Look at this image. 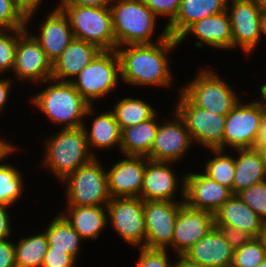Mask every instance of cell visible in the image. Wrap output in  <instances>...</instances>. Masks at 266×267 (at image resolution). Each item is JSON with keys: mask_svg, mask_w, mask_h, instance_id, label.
I'll return each mask as SVG.
<instances>
[{"mask_svg": "<svg viewBox=\"0 0 266 267\" xmlns=\"http://www.w3.org/2000/svg\"><path fill=\"white\" fill-rule=\"evenodd\" d=\"M223 234L226 242L234 249L237 250L243 245L249 243L254 237L233 226L228 225H214Z\"/></svg>", "mask_w": 266, "mask_h": 267, "instance_id": "60d3db41", "label": "cell"}, {"mask_svg": "<svg viewBox=\"0 0 266 267\" xmlns=\"http://www.w3.org/2000/svg\"><path fill=\"white\" fill-rule=\"evenodd\" d=\"M45 156L41 162L45 168L48 167L54 176L61 182L72 172L82 165L91 161L96 155L89 150L82 127L61 128L47 138L45 143Z\"/></svg>", "mask_w": 266, "mask_h": 267, "instance_id": "277c9868", "label": "cell"}, {"mask_svg": "<svg viewBox=\"0 0 266 267\" xmlns=\"http://www.w3.org/2000/svg\"><path fill=\"white\" fill-rule=\"evenodd\" d=\"M158 17L163 16L170 23L177 15L181 0H142Z\"/></svg>", "mask_w": 266, "mask_h": 267, "instance_id": "ab89813d", "label": "cell"}, {"mask_svg": "<svg viewBox=\"0 0 266 267\" xmlns=\"http://www.w3.org/2000/svg\"><path fill=\"white\" fill-rule=\"evenodd\" d=\"M120 130L135 126L142 121L152 118L157 111L144 100L136 98H123L114 104L111 110Z\"/></svg>", "mask_w": 266, "mask_h": 267, "instance_id": "4dcf8cb0", "label": "cell"}, {"mask_svg": "<svg viewBox=\"0 0 266 267\" xmlns=\"http://www.w3.org/2000/svg\"><path fill=\"white\" fill-rule=\"evenodd\" d=\"M16 267H42L48 251V240L43 231L37 235L21 238L14 243Z\"/></svg>", "mask_w": 266, "mask_h": 267, "instance_id": "1f68e13d", "label": "cell"}, {"mask_svg": "<svg viewBox=\"0 0 266 267\" xmlns=\"http://www.w3.org/2000/svg\"><path fill=\"white\" fill-rule=\"evenodd\" d=\"M61 214L71 226L85 239H97L101 231L107 227L106 206H66Z\"/></svg>", "mask_w": 266, "mask_h": 267, "instance_id": "484cf974", "label": "cell"}, {"mask_svg": "<svg viewBox=\"0 0 266 267\" xmlns=\"http://www.w3.org/2000/svg\"><path fill=\"white\" fill-rule=\"evenodd\" d=\"M12 80L10 79H0V113L1 111H3L5 105L7 104L8 101V97H10V91H11V87H12Z\"/></svg>", "mask_w": 266, "mask_h": 267, "instance_id": "7dc6e473", "label": "cell"}, {"mask_svg": "<svg viewBox=\"0 0 266 267\" xmlns=\"http://www.w3.org/2000/svg\"><path fill=\"white\" fill-rule=\"evenodd\" d=\"M256 267H266V258L260 264H258Z\"/></svg>", "mask_w": 266, "mask_h": 267, "instance_id": "6f0895ef", "label": "cell"}, {"mask_svg": "<svg viewBox=\"0 0 266 267\" xmlns=\"http://www.w3.org/2000/svg\"><path fill=\"white\" fill-rule=\"evenodd\" d=\"M0 267H16L14 243L8 239L0 241Z\"/></svg>", "mask_w": 266, "mask_h": 267, "instance_id": "7bdbcfd3", "label": "cell"}, {"mask_svg": "<svg viewBox=\"0 0 266 267\" xmlns=\"http://www.w3.org/2000/svg\"><path fill=\"white\" fill-rule=\"evenodd\" d=\"M214 227V214L194 209L184 202L180 205L172 239L173 251L183 256Z\"/></svg>", "mask_w": 266, "mask_h": 267, "instance_id": "e0dca14e", "label": "cell"}, {"mask_svg": "<svg viewBox=\"0 0 266 267\" xmlns=\"http://www.w3.org/2000/svg\"><path fill=\"white\" fill-rule=\"evenodd\" d=\"M22 172L12 165L0 163V204L11 206L21 197L24 188Z\"/></svg>", "mask_w": 266, "mask_h": 267, "instance_id": "836d02e7", "label": "cell"}, {"mask_svg": "<svg viewBox=\"0 0 266 267\" xmlns=\"http://www.w3.org/2000/svg\"><path fill=\"white\" fill-rule=\"evenodd\" d=\"M148 161L143 156H126V159L119 160L106 170L110 197H140Z\"/></svg>", "mask_w": 266, "mask_h": 267, "instance_id": "ac0fdd59", "label": "cell"}, {"mask_svg": "<svg viewBox=\"0 0 266 267\" xmlns=\"http://www.w3.org/2000/svg\"><path fill=\"white\" fill-rule=\"evenodd\" d=\"M28 31L26 27L17 39L13 74L19 81H36L42 84L51 79L52 62Z\"/></svg>", "mask_w": 266, "mask_h": 267, "instance_id": "9a60e30c", "label": "cell"}, {"mask_svg": "<svg viewBox=\"0 0 266 267\" xmlns=\"http://www.w3.org/2000/svg\"><path fill=\"white\" fill-rule=\"evenodd\" d=\"M235 157L233 194L266 180V166L259 149H238Z\"/></svg>", "mask_w": 266, "mask_h": 267, "instance_id": "4316f807", "label": "cell"}, {"mask_svg": "<svg viewBox=\"0 0 266 267\" xmlns=\"http://www.w3.org/2000/svg\"><path fill=\"white\" fill-rule=\"evenodd\" d=\"M43 84L49 86L30 100L52 123L63 125V129L79 128L86 116L94 114V105H90L70 82L50 79Z\"/></svg>", "mask_w": 266, "mask_h": 267, "instance_id": "7a4b0ae2", "label": "cell"}, {"mask_svg": "<svg viewBox=\"0 0 266 267\" xmlns=\"http://www.w3.org/2000/svg\"><path fill=\"white\" fill-rule=\"evenodd\" d=\"M172 162H158L149 160L145 167L143 175V185L140 197L148 201H176L175 193L177 192L178 182H180L171 169ZM175 197V198H174Z\"/></svg>", "mask_w": 266, "mask_h": 267, "instance_id": "ffe728a7", "label": "cell"}, {"mask_svg": "<svg viewBox=\"0 0 266 267\" xmlns=\"http://www.w3.org/2000/svg\"><path fill=\"white\" fill-rule=\"evenodd\" d=\"M260 93L263 99L258 100L263 108H266V83L260 86Z\"/></svg>", "mask_w": 266, "mask_h": 267, "instance_id": "816d5d0a", "label": "cell"}, {"mask_svg": "<svg viewBox=\"0 0 266 267\" xmlns=\"http://www.w3.org/2000/svg\"><path fill=\"white\" fill-rule=\"evenodd\" d=\"M157 115L121 130V152L124 156L149 155L158 130Z\"/></svg>", "mask_w": 266, "mask_h": 267, "instance_id": "83f0119b", "label": "cell"}, {"mask_svg": "<svg viewBox=\"0 0 266 267\" xmlns=\"http://www.w3.org/2000/svg\"><path fill=\"white\" fill-rule=\"evenodd\" d=\"M266 223V180L236 194Z\"/></svg>", "mask_w": 266, "mask_h": 267, "instance_id": "8d00e7d4", "label": "cell"}, {"mask_svg": "<svg viewBox=\"0 0 266 267\" xmlns=\"http://www.w3.org/2000/svg\"><path fill=\"white\" fill-rule=\"evenodd\" d=\"M262 113L263 107L258 101L243 104L239 100L226 115L223 150L254 148Z\"/></svg>", "mask_w": 266, "mask_h": 267, "instance_id": "8fae6325", "label": "cell"}, {"mask_svg": "<svg viewBox=\"0 0 266 267\" xmlns=\"http://www.w3.org/2000/svg\"><path fill=\"white\" fill-rule=\"evenodd\" d=\"M121 77L120 61L116 50H101L91 63L70 82L79 94L93 105L113 92Z\"/></svg>", "mask_w": 266, "mask_h": 267, "instance_id": "52a82bcc", "label": "cell"}, {"mask_svg": "<svg viewBox=\"0 0 266 267\" xmlns=\"http://www.w3.org/2000/svg\"><path fill=\"white\" fill-rule=\"evenodd\" d=\"M88 127L82 125L89 150L92 151L94 147L105 150L114 146L121 150V130L111 110L96 116L89 130Z\"/></svg>", "mask_w": 266, "mask_h": 267, "instance_id": "f1b7e54d", "label": "cell"}, {"mask_svg": "<svg viewBox=\"0 0 266 267\" xmlns=\"http://www.w3.org/2000/svg\"><path fill=\"white\" fill-rule=\"evenodd\" d=\"M110 9L116 47L153 44L169 36L164 25L158 39L152 41L158 16L142 0H112Z\"/></svg>", "mask_w": 266, "mask_h": 267, "instance_id": "3957f363", "label": "cell"}, {"mask_svg": "<svg viewBox=\"0 0 266 267\" xmlns=\"http://www.w3.org/2000/svg\"><path fill=\"white\" fill-rule=\"evenodd\" d=\"M181 198L191 208L214 214L234 194L204 173H187L181 179ZM183 184V185H182Z\"/></svg>", "mask_w": 266, "mask_h": 267, "instance_id": "5bb4252c", "label": "cell"}, {"mask_svg": "<svg viewBox=\"0 0 266 267\" xmlns=\"http://www.w3.org/2000/svg\"><path fill=\"white\" fill-rule=\"evenodd\" d=\"M57 6L67 16L74 38L95 44L101 50H116L110 7Z\"/></svg>", "mask_w": 266, "mask_h": 267, "instance_id": "5b68a950", "label": "cell"}, {"mask_svg": "<svg viewBox=\"0 0 266 267\" xmlns=\"http://www.w3.org/2000/svg\"><path fill=\"white\" fill-rule=\"evenodd\" d=\"M26 28V15L13 0H0V29Z\"/></svg>", "mask_w": 266, "mask_h": 267, "instance_id": "74e56055", "label": "cell"}, {"mask_svg": "<svg viewBox=\"0 0 266 267\" xmlns=\"http://www.w3.org/2000/svg\"><path fill=\"white\" fill-rule=\"evenodd\" d=\"M44 232L47 236L48 248L65 251L75 260L78 258L79 247H81L80 244L83 238L61 213L51 220Z\"/></svg>", "mask_w": 266, "mask_h": 267, "instance_id": "f546056e", "label": "cell"}, {"mask_svg": "<svg viewBox=\"0 0 266 267\" xmlns=\"http://www.w3.org/2000/svg\"><path fill=\"white\" fill-rule=\"evenodd\" d=\"M175 119L162 122L158 125L156 137L147 158L158 162L178 163L185 153L194 144L181 117L173 113ZM178 161V162H177Z\"/></svg>", "mask_w": 266, "mask_h": 267, "instance_id": "2e32d148", "label": "cell"}, {"mask_svg": "<svg viewBox=\"0 0 266 267\" xmlns=\"http://www.w3.org/2000/svg\"><path fill=\"white\" fill-rule=\"evenodd\" d=\"M261 12H266V0H256Z\"/></svg>", "mask_w": 266, "mask_h": 267, "instance_id": "11a10c76", "label": "cell"}, {"mask_svg": "<svg viewBox=\"0 0 266 267\" xmlns=\"http://www.w3.org/2000/svg\"><path fill=\"white\" fill-rule=\"evenodd\" d=\"M10 206L0 204V241L10 238L11 235V224L8 209Z\"/></svg>", "mask_w": 266, "mask_h": 267, "instance_id": "ee69618b", "label": "cell"}, {"mask_svg": "<svg viewBox=\"0 0 266 267\" xmlns=\"http://www.w3.org/2000/svg\"><path fill=\"white\" fill-rule=\"evenodd\" d=\"M259 150L261 151L262 153V156H263V159H264V162H265V166H266V143L264 145H262Z\"/></svg>", "mask_w": 266, "mask_h": 267, "instance_id": "9f6ffc18", "label": "cell"}, {"mask_svg": "<svg viewBox=\"0 0 266 267\" xmlns=\"http://www.w3.org/2000/svg\"><path fill=\"white\" fill-rule=\"evenodd\" d=\"M210 151L214 156L206 161L204 174L233 192L235 158L226 155L222 149H210Z\"/></svg>", "mask_w": 266, "mask_h": 267, "instance_id": "d6a6232c", "label": "cell"}, {"mask_svg": "<svg viewBox=\"0 0 266 267\" xmlns=\"http://www.w3.org/2000/svg\"><path fill=\"white\" fill-rule=\"evenodd\" d=\"M107 221L133 247H145L146 229L143 200L139 197L111 198L106 206Z\"/></svg>", "mask_w": 266, "mask_h": 267, "instance_id": "30bf717a", "label": "cell"}, {"mask_svg": "<svg viewBox=\"0 0 266 267\" xmlns=\"http://www.w3.org/2000/svg\"><path fill=\"white\" fill-rule=\"evenodd\" d=\"M266 36V12L261 13V35Z\"/></svg>", "mask_w": 266, "mask_h": 267, "instance_id": "f5cc1de1", "label": "cell"}, {"mask_svg": "<svg viewBox=\"0 0 266 267\" xmlns=\"http://www.w3.org/2000/svg\"><path fill=\"white\" fill-rule=\"evenodd\" d=\"M214 225L233 226L259 238L266 223L237 195H233L214 213Z\"/></svg>", "mask_w": 266, "mask_h": 267, "instance_id": "cb8c5ba5", "label": "cell"}, {"mask_svg": "<svg viewBox=\"0 0 266 267\" xmlns=\"http://www.w3.org/2000/svg\"><path fill=\"white\" fill-rule=\"evenodd\" d=\"M190 33L199 40L194 43L197 49L204 47V44L217 49L228 50L232 48V27L227 10L192 24L177 39L178 43L184 42Z\"/></svg>", "mask_w": 266, "mask_h": 267, "instance_id": "7402d4cb", "label": "cell"}, {"mask_svg": "<svg viewBox=\"0 0 266 267\" xmlns=\"http://www.w3.org/2000/svg\"><path fill=\"white\" fill-rule=\"evenodd\" d=\"M183 202L143 200L145 248L167 249L172 243L175 221Z\"/></svg>", "mask_w": 266, "mask_h": 267, "instance_id": "4fadbf2b", "label": "cell"}, {"mask_svg": "<svg viewBox=\"0 0 266 267\" xmlns=\"http://www.w3.org/2000/svg\"><path fill=\"white\" fill-rule=\"evenodd\" d=\"M234 249L217 227H213L183 257L203 267H231Z\"/></svg>", "mask_w": 266, "mask_h": 267, "instance_id": "44dd1931", "label": "cell"}, {"mask_svg": "<svg viewBox=\"0 0 266 267\" xmlns=\"http://www.w3.org/2000/svg\"><path fill=\"white\" fill-rule=\"evenodd\" d=\"M139 259L136 267H174L173 261H169L167 249H149L139 247Z\"/></svg>", "mask_w": 266, "mask_h": 267, "instance_id": "f35d334b", "label": "cell"}, {"mask_svg": "<svg viewBox=\"0 0 266 267\" xmlns=\"http://www.w3.org/2000/svg\"><path fill=\"white\" fill-rule=\"evenodd\" d=\"M266 258L262 241L253 238L249 243L234 250L231 267H256Z\"/></svg>", "mask_w": 266, "mask_h": 267, "instance_id": "e575fe53", "label": "cell"}, {"mask_svg": "<svg viewBox=\"0 0 266 267\" xmlns=\"http://www.w3.org/2000/svg\"><path fill=\"white\" fill-rule=\"evenodd\" d=\"M100 51L101 49L97 45L74 38L52 63L51 79L60 82H71Z\"/></svg>", "mask_w": 266, "mask_h": 267, "instance_id": "603a6c76", "label": "cell"}, {"mask_svg": "<svg viewBox=\"0 0 266 267\" xmlns=\"http://www.w3.org/2000/svg\"><path fill=\"white\" fill-rule=\"evenodd\" d=\"M259 239L262 241L263 246H264V250L266 252V225L263 229V232L260 234Z\"/></svg>", "mask_w": 266, "mask_h": 267, "instance_id": "db71d44e", "label": "cell"}, {"mask_svg": "<svg viewBox=\"0 0 266 267\" xmlns=\"http://www.w3.org/2000/svg\"><path fill=\"white\" fill-rule=\"evenodd\" d=\"M174 267H203V266L192 263L188 261L185 257L177 255V261L174 262Z\"/></svg>", "mask_w": 266, "mask_h": 267, "instance_id": "f907efd6", "label": "cell"}, {"mask_svg": "<svg viewBox=\"0 0 266 267\" xmlns=\"http://www.w3.org/2000/svg\"><path fill=\"white\" fill-rule=\"evenodd\" d=\"M178 46V40L168 36L165 40L153 44L117 47L120 79L134 87L145 85L168 87L173 81V76L167 55Z\"/></svg>", "mask_w": 266, "mask_h": 267, "instance_id": "6da1fadb", "label": "cell"}, {"mask_svg": "<svg viewBox=\"0 0 266 267\" xmlns=\"http://www.w3.org/2000/svg\"><path fill=\"white\" fill-rule=\"evenodd\" d=\"M174 111L184 121L193 142L204 148L222 149L226 115L213 114L194 106L181 92Z\"/></svg>", "mask_w": 266, "mask_h": 267, "instance_id": "9c48e42d", "label": "cell"}, {"mask_svg": "<svg viewBox=\"0 0 266 267\" xmlns=\"http://www.w3.org/2000/svg\"><path fill=\"white\" fill-rule=\"evenodd\" d=\"M102 166L98 157H94L62 181L66 184L67 206H107L111 197Z\"/></svg>", "mask_w": 266, "mask_h": 267, "instance_id": "ba28073f", "label": "cell"}, {"mask_svg": "<svg viewBox=\"0 0 266 267\" xmlns=\"http://www.w3.org/2000/svg\"><path fill=\"white\" fill-rule=\"evenodd\" d=\"M45 18L42 24H39V35L32 36L53 63L74 39V35L67 16L57 6L46 14Z\"/></svg>", "mask_w": 266, "mask_h": 267, "instance_id": "d6986e66", "label": "cell"}, {"mask_svg": "<svg viewBox=\"0 0 266 267\" xmlns=\"http://www.w3.org/2000/svg\"><path fill=\"white\" fill-rule=\"evenodd\" d=\"M25 29H0V74L8 70L13 72L17 39Z\"/></svg>", "mask_w": 266, "mask_h": 267, "instance_id": "d590c367", "label": "cell"}, {"mask_svg": "<svg viewBox=\"0 0 266 267\" xmlns=\"http://www.w3.org/2000/svg\"><path fill=\"white\" fill-rule=\"evenodd\" d=\"M228 0H181L176 17L166 24L168 35L178 39L192 24L227 9Z\"/></svg>", "mask_w": 266, "mask_h": 267, "instance_id": "d4e9b609", "label": "cell"}, {"mask_svg": "<svg viewBox=\"0 0 266 267\" xmlns=\"http://www.w3.org/2000/svg\"><path fill=\"white\" fill-rule=\"evenodd\" d=\"M16 149L17 147L12 145V143L6 140L3 141V138L0 139V163L2 161L4 162L7 157L11 156L10 154H13L12 152L17 151Z\"/></svg>", "mask_w": 266, "mask_h": 267, "instance_id": "681fc988", "label": "cell"}, {"mask_svg": "<svg viewBox=\"0 0 266 267\" xmlns=\"http://www.w3.org/2000/svg\"><path fill=\"white\" fill-rule=\"evenodd\" d=\"M42 1L43 0H21V10L26 15V27H28V24H30L29 21L33 19L32 17L39 9Z\"/></svg>", "mask_w": 266, "mask_h": 267, "instance_id": "f6af8a7d", "label": "cell"}, {"mask_svg": "<svg viewBox=\"0 0 266 267\" xmlns=\"http://www.w3.org/2000/svg\"><path fill=\"white\" fill-rule=\"evenodd\" d=\"M15 3L18 4V7L21 9V0H13Z\"/></svg>", "mask_w": 266, "mask_h": 267, "instance_id": "680465c9", "label": "cell"}, {"mask_svg": "<svg viewBox=\"0 0 266 267\" xmlns=\"http://www.w3.org/2000/svg\"><path fill=\"white\" fill-rule=\"evenodd\" d=\"M265 143H266V108H263L261 122L258 129L254 148L259 149Z\"/></svg>", "mask_w": 266, "mask_h": 267, "instance_id": "c3c4849f", "label": "cell"}, {"mask_svg": "<svg viewBox=\"0 0 266 267\" xmlns=\"http://www.w3.org/2000/svg\"><path fill=\"white\" fill-rule=\"evenodd\" d=\"M59 5H79L91 7H110L112 0H60Z\"/></svg>", "mask_w": 266, "mask_h": 267, "instance_id": "bcb514c9", "label": "cell"}, {"mask_svg": "<svg viewBox=\"0 0 266 267\" xmlns=\"http://www.w3.org/2000/svg\"><path fill=\"white\" fill-rule=\"evenodd\" d=\"M180 92L194 105L218 115H227L239 102L240 97L227 81L212 69L197 71ZM220 77V78H219Z\"/></svg>", "mask_w": 266, "mask_h": 267, "instance_id": "8992f818", "label": "cell"}, {"mask_svg": "<svg viewBox=\"0 0 266 267\" xmlns=\"http://www.w3.org/2000/svg\"><path fill=\"white\" fill-rule=\"evenodd\" d=\"M226 10L232 27V48L240 47L245 54L254 52L262 36V12L256 0H228Z\"/></svg>", "mask_w": 266, "mask_h": 267, "instance_id": "7c38bea8", "label": "cell"}, {"mask_svg": "<svg viewBox=\"0 0 266 267\" xmlns=\"http://www.w3.org/2000/svg\"><path fill=\"white\" fill-rule=\"evenodd\" d=\"M76 260L65 251L48 248L42 267H74Z\"/></svg>", "mask_w": 266, "mask_h": 267, "instance_id": "b9f144b4", "label": "cell"}]
</instances>
